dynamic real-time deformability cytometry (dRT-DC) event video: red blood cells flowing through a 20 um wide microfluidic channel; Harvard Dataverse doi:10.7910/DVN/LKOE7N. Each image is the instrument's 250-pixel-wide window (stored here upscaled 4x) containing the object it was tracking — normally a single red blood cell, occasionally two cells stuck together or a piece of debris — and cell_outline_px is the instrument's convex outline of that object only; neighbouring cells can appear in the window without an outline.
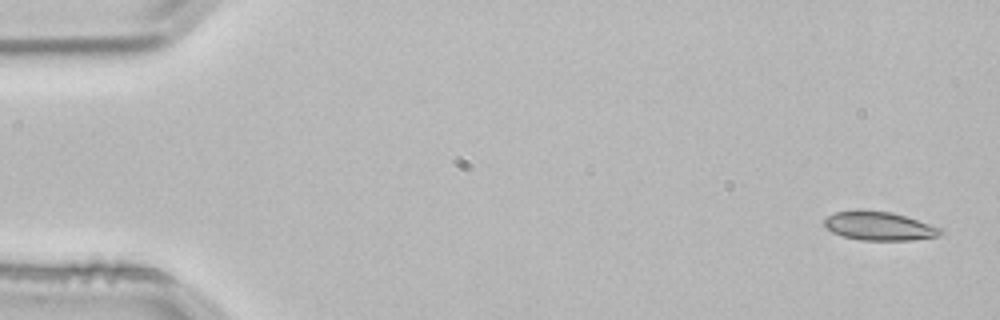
{"species": "common noctule bat (a hibernating species)", "species_latin": "Nyctalus noctula", "temperature_condition": "room temperature", "stored_images_in_passage": 3, "camera_frame_rate_fps": 3000, "um_per_image_px": 0.085, "animal": {"sex": "male", "body_mass_g": 21.5, "forearm_length_mm": 52.0}, "frame": {"image": 1, "passage_image": 1, "time_ms": 0.0, "image_size_px": [1000, 320], "cell_outline_px": [[944, 232], [940, 236], [912, 240], [860, 240], [844, 236], [832, 232], [824, 224], [824, 220], [828, 216], [836, 212], [892, 212], [940, 228]], "centroid_in_image_um": [74.76, 19.25], "position_along_channel_um": 10.2, "area_um2": 18.67}}
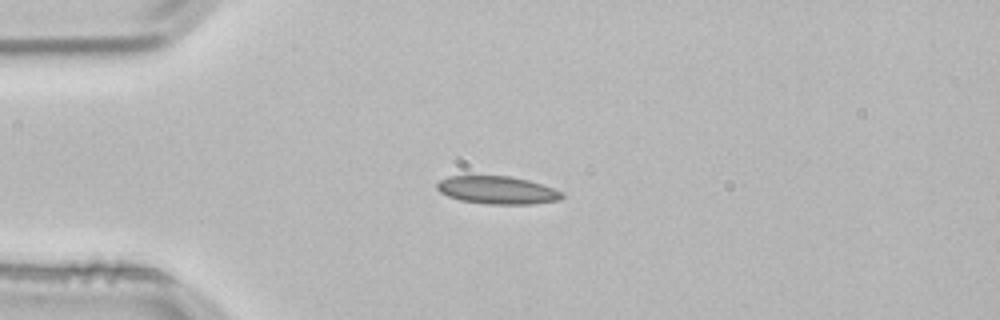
{"frame": {"image": 2, "passage_image": 3, "time_ms": 0.667, "image_size_px": [1000, 320], "cell_outline_px": [[564, 196], [560, 200], [532, 204], [484, 204], [460, 200], [448, 196], [440, 192], [436, 188], [436, 184], [440, 180], [448, 176], [508, 176], [528, 180], [552, 188], [560, 192]], "centroid_in_image_um": [42.23, 16.17], "position_along_channel_um": 42.8, "area_um2": 20.17}}